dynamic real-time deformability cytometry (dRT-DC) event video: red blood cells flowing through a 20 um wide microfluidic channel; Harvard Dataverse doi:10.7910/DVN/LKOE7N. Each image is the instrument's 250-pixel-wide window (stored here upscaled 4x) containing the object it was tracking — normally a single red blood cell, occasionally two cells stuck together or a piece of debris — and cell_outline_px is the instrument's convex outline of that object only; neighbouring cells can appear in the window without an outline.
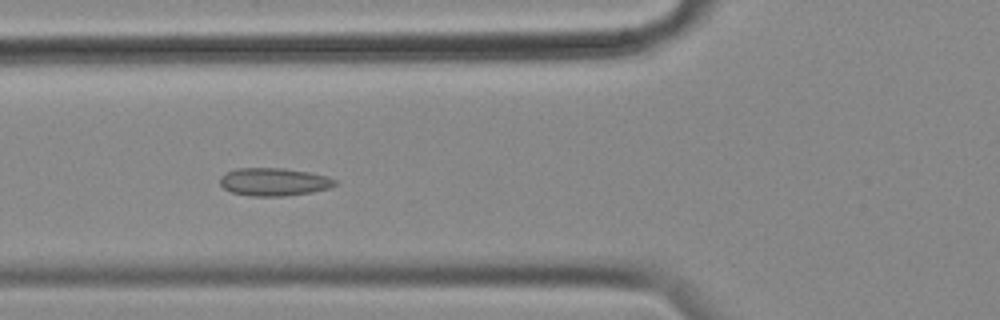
{"species": "common noctule bat (a hibernating species)", "species_latin": "Nyctalus noctula", "temperature_condition": "cold", "stored_images_in_passage": 56, "camera_frame_rate_fps": 3000, "um_per_image_px": 0.085, "animal": {"sex": "female", "body_mass_g": 18.4}, "frame": {"image": 1, "passage_image": 20, "time_ms": 6.333, "image_size_px": [1000, 320], "cell_outline_px": [[336, 184], [328, 188], [312, 192], [284, 196], [248, 196], [232, 192], [224, 188], [220, 184], [220, 176], [224, 172], [236, 168], [284, 168], [308, 172], [328, 176], [336, 180]], "centroid_in_image_um": [23.25, 15.45], "position_along_channel_um": 102.6, "area_um2": 18.79}}
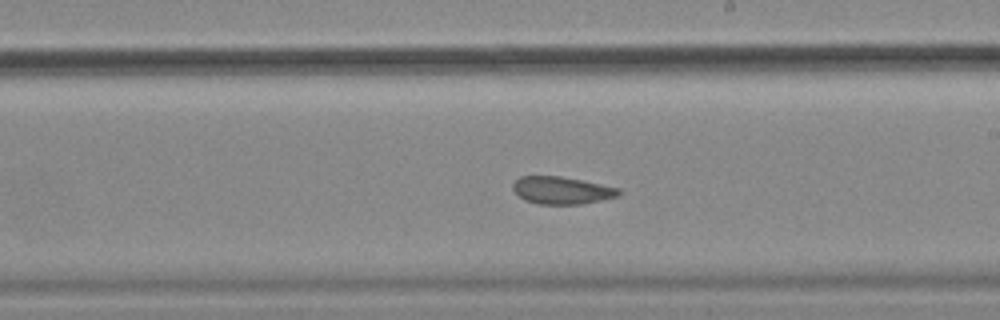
{"frame": {"image": 2, "passage_image": 32, "time_ms": 10.333, "image_size_px": [1000, 320], "cell_outline_px": [[624, 192], [620, 196], [580, 204], [540, 204], [524, 200], [512, 188], [512, 184], [520, 176], [560, 176], [620, 188]], "centroid_in_image_um": [47.78, 16.18], "position_along_channel_um": 241.2, "area_um2": 16.88}}
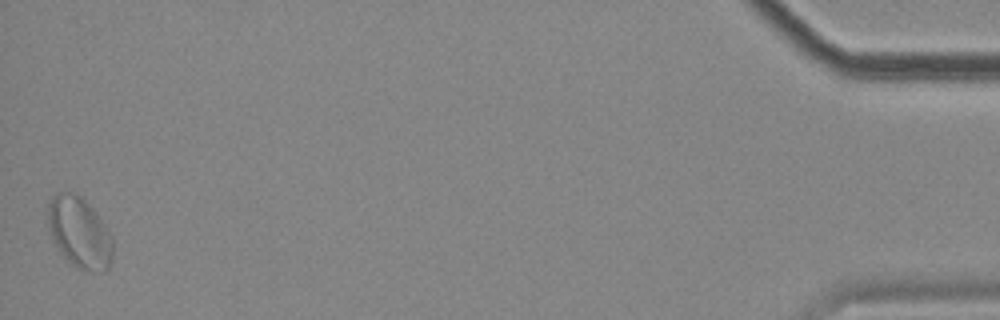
{"frame": {"image": 3, "passage_image": 56, "time_ms": 18.333, "image_size_px": [1000, 320], "cell_outline_px": [[112, 260], [108, 268], [104, 272], [84, 272], [76, 268], [60, 252], [52, 240], [48, 224], [48, 204], [52, 196], [60, 192], [76, 192], [96, 212], [112, 236]], "centroid_in_image_um": [6.76, 19.79], "position_along_channel_um": 428.4, "area_um2": 27.05}, "authors_computed_cell_mechanics": {"area_um2": 19.3341, "velocity_mm_per_s": 3.4763, "shape_relaxation_time_tau1_ms": null, "shape_relaxation_time_tau2_ms": 1.5317, "deformation_change_tau1": null, "deformation_change_tau2": 0.0632}}